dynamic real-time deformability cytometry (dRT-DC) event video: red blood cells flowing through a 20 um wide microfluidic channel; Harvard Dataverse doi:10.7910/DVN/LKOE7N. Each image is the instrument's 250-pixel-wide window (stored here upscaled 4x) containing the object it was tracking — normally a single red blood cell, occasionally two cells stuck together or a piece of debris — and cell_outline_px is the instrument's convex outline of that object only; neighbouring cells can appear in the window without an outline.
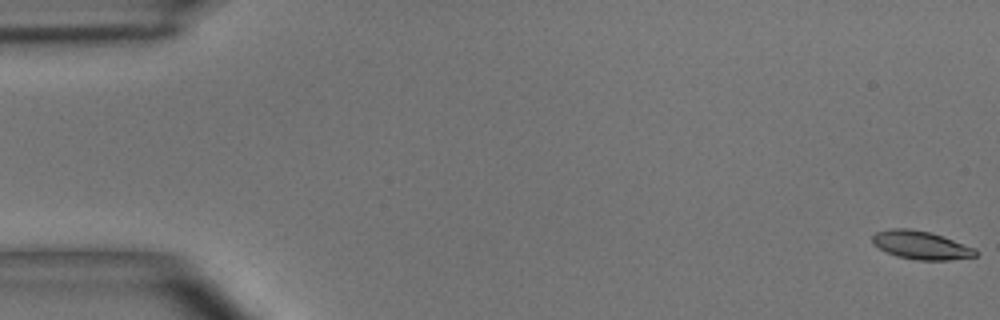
{"species": "common noctule bat (a hibernating species)", "species_latin": "Nyctalus noctula", "temperature_condition": "room temperature", "stored_images_in_passage": 4, "camera_frame_rate_fps": 3000, "um_per_image_px": 0.085, "animal": {"sex": "male", "body_mass_g": 15.6}, "frame": {"image": 1, "passage_image": 1, "time_ms": 0.0, "image_size_px": [1000, 320], "cell_outline_px": [[976, 256], [948, 260], [916, 260], [896, 256], [872, 244], [872, 236], [876, 232], [892, 228], [908, 228], [928, 232], [976, 248]], "centroid_in_image_um": [78.25, 20.84], "position_along_channel_um": 6.7, "area_um2": 16.76}}
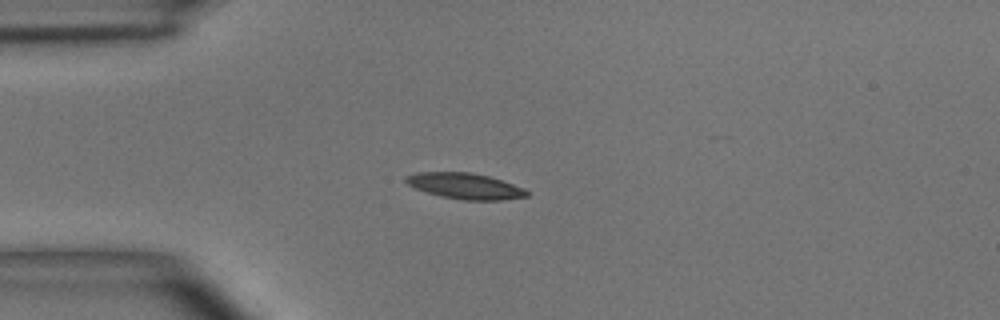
{"frame": {"image": 2, "passage_image": 4, "time_ms": 4.333, "image_size_px": [1000, 320], "cell_outline_px": [[528, 196], [500, 200], [464, 200], [440, 196], [416, 188], [408, 184], [404, 180], [404, 176], [416, 172], [472, 172], [488, 176], [524, 188], [528, 192]], "centroid_in_image_um": [39.5, 15.8], "position_along_channel_um": 45.5, "area_um2": 18.09}}